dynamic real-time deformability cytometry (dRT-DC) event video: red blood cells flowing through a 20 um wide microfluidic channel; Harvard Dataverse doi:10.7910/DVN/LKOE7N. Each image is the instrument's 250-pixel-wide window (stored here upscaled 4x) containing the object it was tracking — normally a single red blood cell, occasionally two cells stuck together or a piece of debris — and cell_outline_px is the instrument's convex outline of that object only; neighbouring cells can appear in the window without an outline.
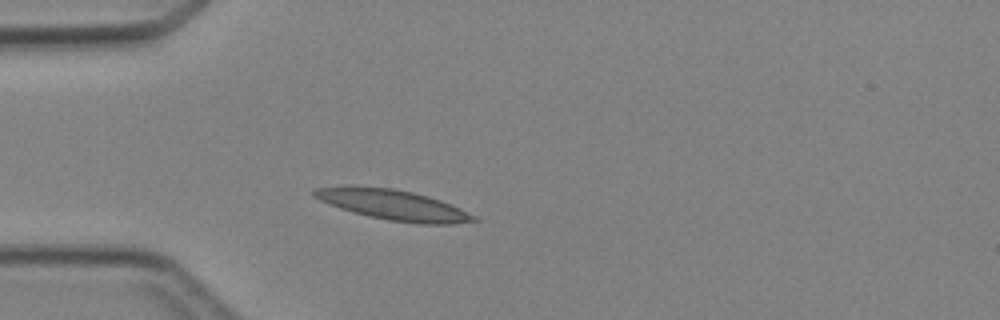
{"species": "Egyptian fruit bat (a non-hibernating species)", "species_latin": "Rousettus aegyptiacus", "temperature_condition": "cold", "stored_images_in_passage": 1, "camera_frame_rate_fps": 3000, "um_per_image_px": 0.085, "animal": {"sex": "female"}, "frame": {"image": 1, "passage_image": 1, "time_ms": 0.0, "image_size_px": [1000, 320], "cell_outline_px": [[480, 220], [452, 224], [420, 224], [388, 220], [368, 216], [352, 212], [340, 208], [320, 200], [312, 196], [312, 192], [316, 188], [392, 188], [412, 192], [428, 196], [452, 204], [476, 216]], "centroid_in_image_um": [33.53, 17.46], "position_along_channel_um": 51.5, "area_um2": 27.4}}